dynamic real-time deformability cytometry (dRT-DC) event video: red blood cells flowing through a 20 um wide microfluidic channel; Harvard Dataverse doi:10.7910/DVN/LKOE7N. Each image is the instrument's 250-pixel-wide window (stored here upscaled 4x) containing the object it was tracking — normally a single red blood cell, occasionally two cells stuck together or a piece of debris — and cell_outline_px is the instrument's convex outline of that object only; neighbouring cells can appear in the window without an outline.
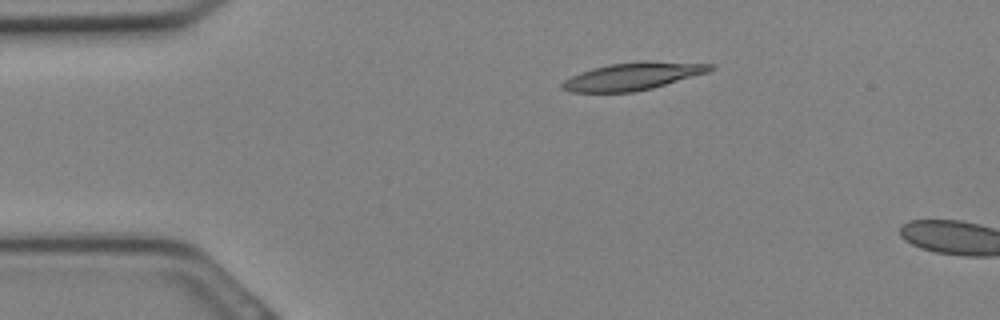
{"species": "Egyptian fruit bat (a non-hibernating species)", "species_latin": "Rousettus aegyptiacus", "temperature_condition": "cold", "stored_images_in_passage": 6, "camera_frame_rate_fps": 3000, "um_per_image_px": 0.085, "animal": {"sex": "female"}, "frame": {"image": 1, "passage_image": 4, "time_ms": 1.0, "image_size_px": [1000, 320], "cell_outline_px": [[716, 68], [708, 72], [652, 88], [632, 92], [572, 92], [560, 88], [560, 84], [564, 80], [580, 72], [592, 68], [608, 64], [644, 60], [716, 64]], "centroid_in_image_um": [53.8, 6.47], "position_along_channel_um": 31.2, "area_um2": 23.87}}